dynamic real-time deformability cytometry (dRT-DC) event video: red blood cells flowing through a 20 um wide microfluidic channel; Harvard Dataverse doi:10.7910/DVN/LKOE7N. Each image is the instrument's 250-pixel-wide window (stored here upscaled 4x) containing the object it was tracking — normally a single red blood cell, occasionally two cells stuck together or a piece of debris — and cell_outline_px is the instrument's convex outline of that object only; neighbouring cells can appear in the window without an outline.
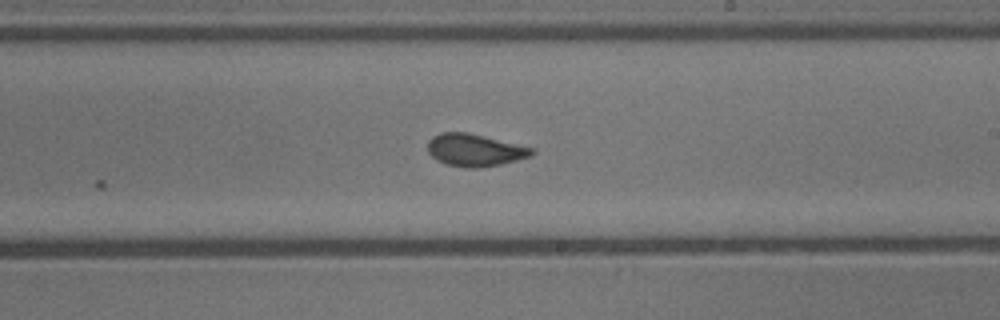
{"species": "common noctule bat (a hibernating species)", "species_latin": "Nyctalus noctula", "temperature_condition": "cold", "stored_images_in_passage": 9, "camera_frame_rate_fps": 3000, "um_per_image_px": 0.085, "animal": {"sex": "male", "body_mass_g": 13.3}, "frame": {"image": 1, "passage_image": 9, "time_ms": 2.667, "image_size_px": [1000, 320], "cell_outline_px": [[536, 152], [532, 156], [500, 164], [476, 168], [464, 168], [448, 164], [436, 160], [428, 152], [428, 140], [432, 136], [440, 132], [468, 132], [536, 148]], "centroid_in_image_um": [40.38, 12.75], "position_along_channel_um": 248.6, "area_um2": 19.83}}